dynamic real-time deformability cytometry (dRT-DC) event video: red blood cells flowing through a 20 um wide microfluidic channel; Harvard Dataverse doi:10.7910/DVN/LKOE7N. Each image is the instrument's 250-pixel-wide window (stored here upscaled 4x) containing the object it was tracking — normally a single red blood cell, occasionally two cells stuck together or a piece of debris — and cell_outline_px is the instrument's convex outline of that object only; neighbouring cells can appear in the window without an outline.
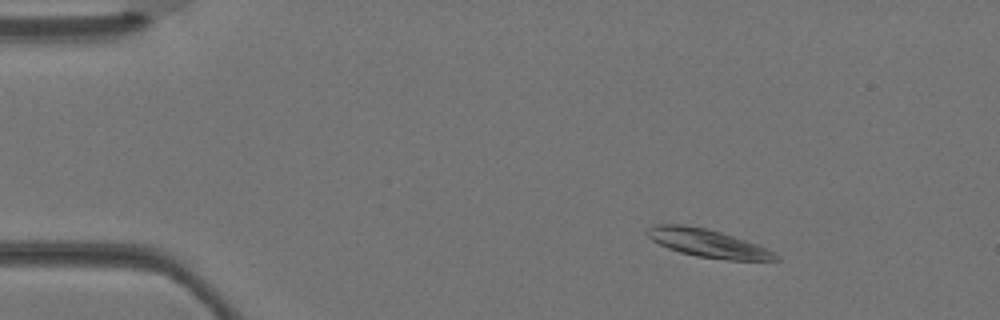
{"species": "Egyptian fruit bat (a non-hibernating species)", "species_latin": "Rousettus aegyptiacus", "temperature_condition": "warm", "stored_images_in_passage": 3, "camera_frame_rate_fps": 3000, "um_per_image_px": 0.085, "animal": {"sex": "female"}, "frame": {"image": 1, "passage_image": 1, "time_ms": 0.0, "image_size_px": [1000, 320], "cell_outline_px": [[780, 260], [728, 260], [696, 256], [680, 252], [668, 248], [652, 240], [644, 232], [648, 228], [656, 224], [684, 224], [708, 228], [768, 248], [776, 252], [780, 256]], "centroid_in_image_um": [60.17, 20.67], "position_along_channel_um": 24.8, "area_um2": 21.04}}